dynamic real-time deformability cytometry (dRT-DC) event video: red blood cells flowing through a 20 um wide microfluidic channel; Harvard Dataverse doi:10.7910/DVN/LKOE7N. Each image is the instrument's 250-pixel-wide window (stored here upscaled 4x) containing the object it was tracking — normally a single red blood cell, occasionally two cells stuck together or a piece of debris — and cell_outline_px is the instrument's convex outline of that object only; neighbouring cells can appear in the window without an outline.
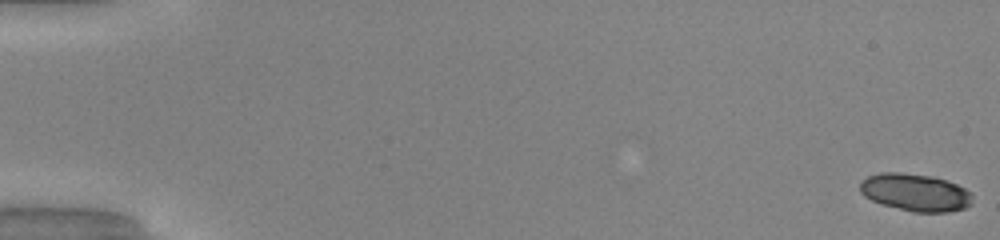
{"species": "common noctule bat (a hibernating species)", "species_latin": "Nyctalus noctula", "temperature_condition": "warm", "stored_images_in_passage": 51, "segment_of_instrument_passage": [1, 2], "camera_frame_rate_fps": 3000, "um_per_image_px": 0.085, "animal": {"sex": "male", "body_mass_g": 20.0, "forearm_length_mm": 53.3}, "frame": {"image": 1, "passage_image": 1, "time_ms": 0.0, "image_size_px": [1000, 240], "cell_outline_px": [[972, 204], [964, 208], [948, 212], [912, 212], [880, 204], [864, 196], [860, 192], [860, 184], [868, 176], [880, 172], [900, 172], [932, 176], [956, 184], [972, 192]], "centroid_in_image_um": [77.8, 16.36], "position_along_channel_um": 7.2, "area_um2": 24.62}}
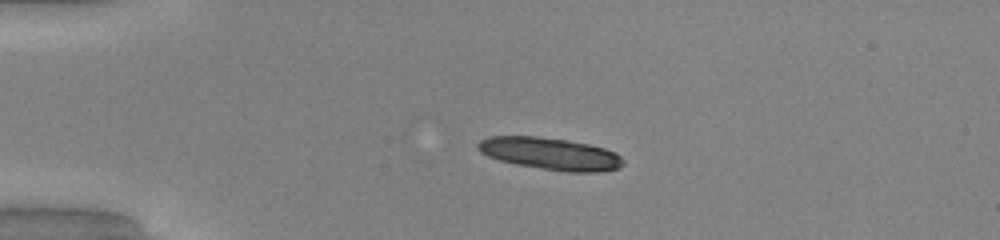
{"frame": {"image": 2, "passage_image": 13, "time_ms": 4.0, "image_size_px": [1000, 240], "cell_outline_px": [[624, 164], [620, 168], [600, 172], [564, 172], [516, 164], [500, 160], [488, 156], [480, 152], [476, 148], [476, 144], [480, 140], [488, 136], [536, 136], [564, 140], [588, 144], [604, 148], [616, 152], [624, 160]], "centroid_in_image_um": [46.78, 13.07], "position_along_channel_um": 38.2, "area_um2": 27.34}}